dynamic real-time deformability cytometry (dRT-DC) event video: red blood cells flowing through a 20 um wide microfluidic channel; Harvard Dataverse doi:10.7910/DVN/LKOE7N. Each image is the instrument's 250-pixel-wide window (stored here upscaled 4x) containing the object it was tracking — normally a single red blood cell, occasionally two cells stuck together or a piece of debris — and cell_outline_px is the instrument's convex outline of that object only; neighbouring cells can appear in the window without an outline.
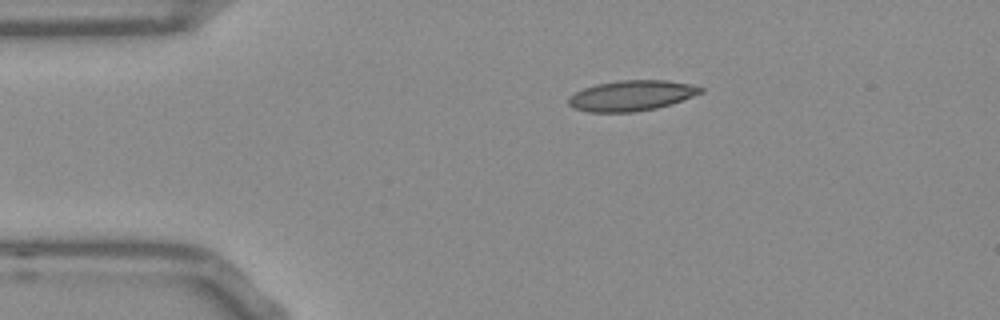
{"species": "Egyptian fruit bat (a non-hibernating species)", "species_latin": "Rousettus aegyptiacus", "temperature_condition": "room temperature", "stored_images_in_passage": 44, "camera_frame_rate_fps": 3000, "um_per_image_px": 0.085, "frame": {"image": 1, "passage_image": 1, "time_ms": 0.0, "image_size_px": [1000, 320], "cell_outline_px": [[704, 92], [672, 104], [656, 108], [636, 112], [588, 112], [576, 108], [568, 104], [568, 100], [576, 92], [584, 88], [596, 84], [620, 80], [668, 80], [688, 84], [704, 88]], "centroid_in_image_um": [53.71, 8.13], "position_along_channel_um": 31.3, "area_um2": 23.35}}
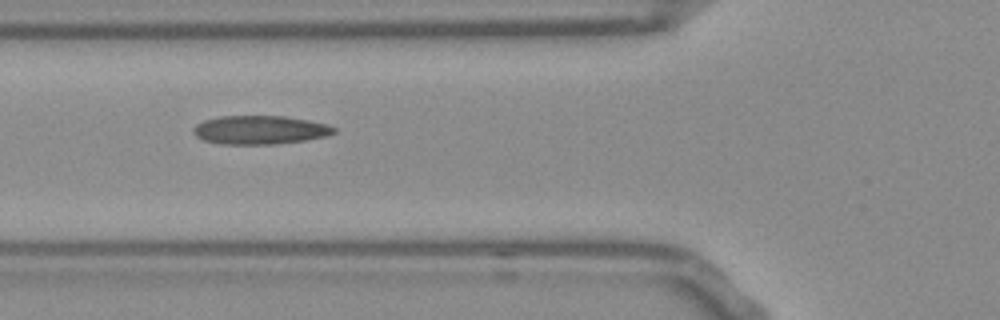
{"frame": {"image": 2, "passage_image": 10, "time_ms": 3.0, "image_size_px": [1000, 320], "cell_outline_px": [[336, 132], [328, 136], [304, 140], [276, 144], [220, 144], [204, 140], [196, 136], [192, 132], [192, 128], [196, 124], [204, 120], [220, 116], [284, 116], [308, 120], [328, 124], [336, 128]], "centroid_in_image_um": [22.09, 11.04], "position_along_channel_um": 103.7, "area_um2": 23.58}}
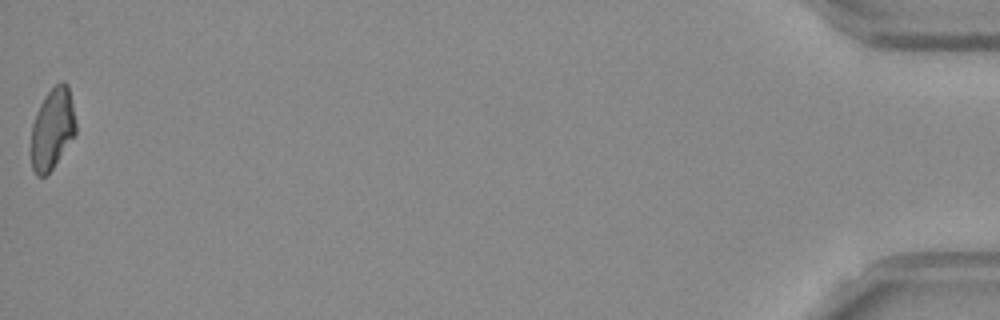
{"frame": {"image": 3, "passage_image": 44, "time_ms": 14.333, "image_size_px": [1000, 320], "cell_outline_px": [[76, 132], [52, 168], [44, 176], [36, 176], [32, 168], [32, 124], [36, 112], [44, 96], [60, 80], [64, 80], [68, 84], [76, 124]], "centroid_in_image_um": [4.45, 10.9], "position_along_channel_um": 430.8, "area_um2": 20.81}, "authors_computed_cell_mechanics": {"area_um2": 22.542, "velocity_mm_per_s": 3.8004, "shape_relaxation_time_tau1_ms": null, "shape_relaxation_time_tau2_ms": 3.02, "deformation_change_tau1": null, "deformation_change_tau2": 0.0937}}